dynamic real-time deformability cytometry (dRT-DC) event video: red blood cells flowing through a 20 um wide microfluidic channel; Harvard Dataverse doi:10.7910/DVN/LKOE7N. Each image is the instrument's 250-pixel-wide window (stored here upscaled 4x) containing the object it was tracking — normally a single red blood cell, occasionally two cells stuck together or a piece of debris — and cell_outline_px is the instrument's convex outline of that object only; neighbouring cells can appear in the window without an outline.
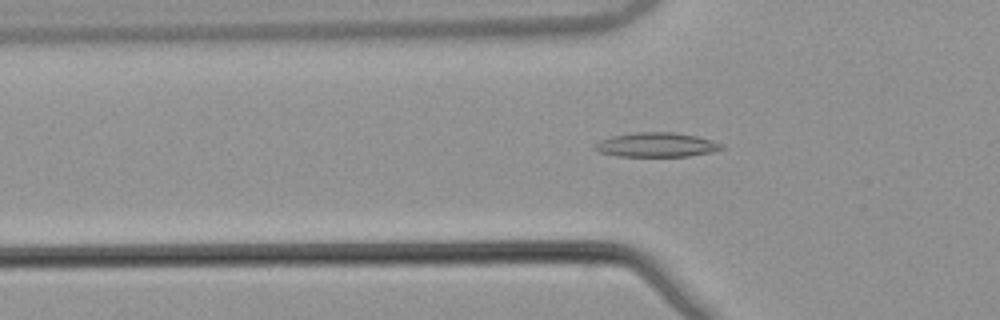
{"species": "common noctule bat (a hibernating species)", "species_latin": "Nyctalus noctula", "temperature_condition": "warm", "stored_images_in_passage": 37, "camera_frame_rate_fps": 3000, "um_per_image_px": 0.085, "animal": {"sex": "male", "body_mass_g": 21.5, "forearm_length_mm": 52.0}, "frame": {"image": 1, "passage_image": 2, "time_ms": 0.333, "image_size_px": [1000, 320], "cell_outline_px": [[724, 148], [712, 152], [688, 156], [616, 156], [596, 152], [592, 148], [600, 140], [612, 136], [636, 132], [676, 132], [696, 136], [712, 140], [724, 144]], "centroid_in_image_um": [55.79, 12.31], "position_along_channel_um": 70.0, "area_um2": 18.15}}
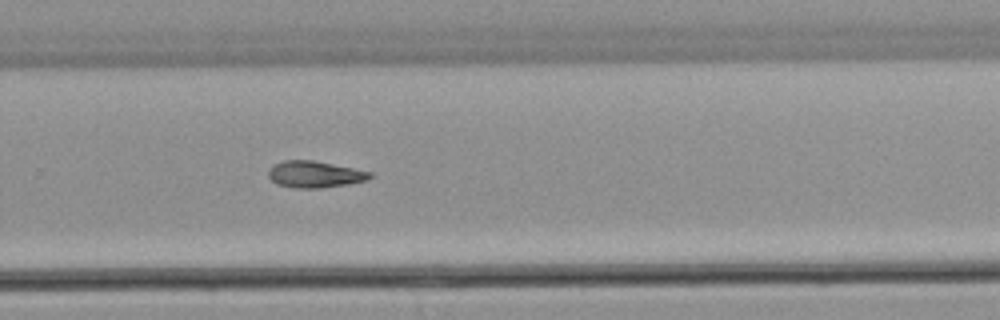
{"frame": {"image": 2, "passage_image": 20, "time_ms": 6.333, "image_size_px": [1000, 320], "cell_outline_px": [[372, 176], [368, 180], [348, 184], [320, 188], [296, 188], [276, 184], [268, 176], [268, 172], [276, 164], [284, 160], [312, 160], [372, 172]], "centroid_in_image_um": [26.77, 14.83], "position_along_channel_um": 303.0, "area_um2": 15.55}}
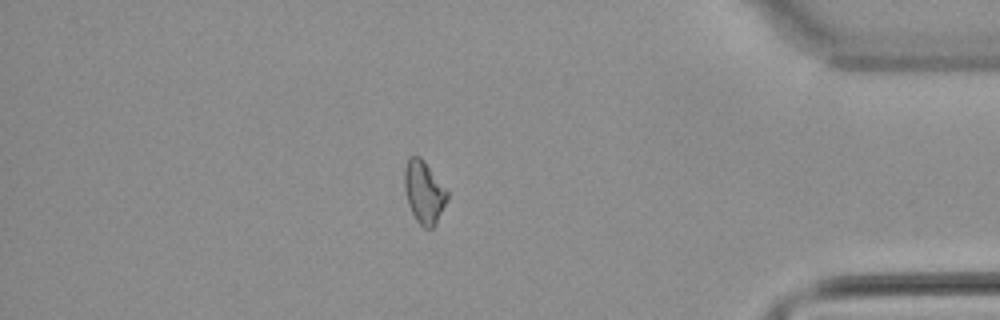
{"frame": {"image": 3, "passage_image": 30, "time_ms": 9.667, "image_size_px": [1000, 320], "cell_outline_px": [[448, 196], [436, 224], [432, 228], [424, 228], [416, 220], [408, 204], [404, 188], [404, 168], [408, 156], [420, 156], [448, 192]], "centroid_in_image_um": [36.01, 16.32], "position_along_channel_um": 399.2, "area_um2": 15.37}}